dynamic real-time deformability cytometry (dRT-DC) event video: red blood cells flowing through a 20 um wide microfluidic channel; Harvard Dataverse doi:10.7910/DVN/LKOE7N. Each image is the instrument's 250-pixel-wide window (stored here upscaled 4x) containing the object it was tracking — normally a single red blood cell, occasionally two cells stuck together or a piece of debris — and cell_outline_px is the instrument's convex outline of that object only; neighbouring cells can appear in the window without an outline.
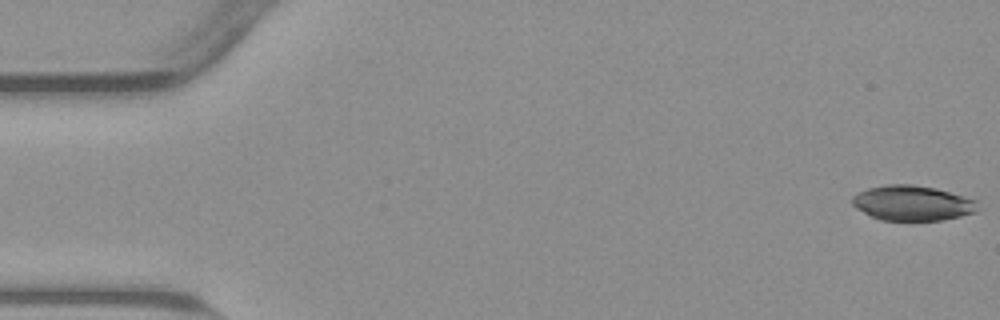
{"species": "common noctule bat (a hibernating species)", "species_latin": "Nyctalus noctula", "temperature_condition": "warm", "stored_images_in_passage": 54, "camera_frame_rate_fps": 3000, "um_per_image_px": 0.085, "animal": {"sex": "male", "body_mass_g": 23.1, "forearm_length_mm": 52.7}, "frame": {"image": 1, "passage_image": 1, "time_ms": 0.0, "image_size_px": [1000, 320], "cell_outline_px": [[976, 212], [960, 216], [940, 220], [880, 220], [856, 208], [852, 204], [852, 196], [868, 188], [888, 184], [912, 184], [936, 188], [976, 200]], "centroid_in_image_um": [77.53, 17.25], "position_along_channel_um": 7.5, "area_um2": 25.37}}